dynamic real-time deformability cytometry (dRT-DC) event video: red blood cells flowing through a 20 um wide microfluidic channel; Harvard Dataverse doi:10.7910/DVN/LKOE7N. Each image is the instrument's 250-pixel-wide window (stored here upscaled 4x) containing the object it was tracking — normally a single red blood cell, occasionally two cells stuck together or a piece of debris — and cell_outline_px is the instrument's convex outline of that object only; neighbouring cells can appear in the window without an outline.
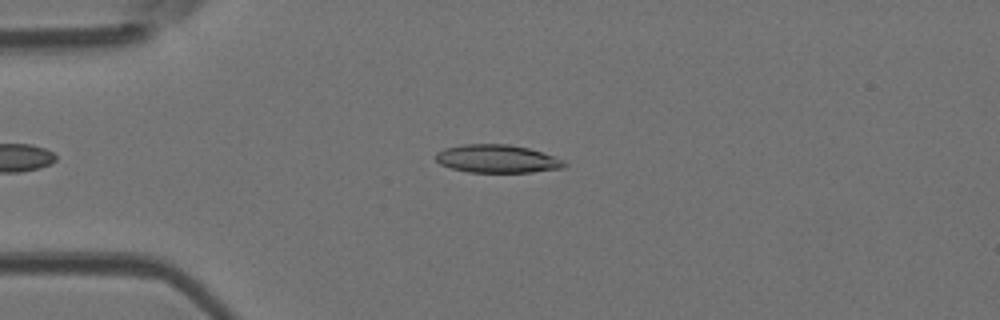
{"species": "Egyptian fruit bat (a non-hibernating species)", "species_latin": "Rousettus aegyptiacus", "temperature_condition": "room temperature", "stored_images_in_passage": 5, "camera_frame_rate_fps": 3000, "um_per_image_px": 0.085, "animal": {"sex": "female"}, "frame": {"image": 1, "passage_image": 4, "time_ms": 1.0, "image_size_px": [1000, 320], "cell_outline_px": [[568, 164], [564, 168], [532, 172], [468, 172], [452, 168], [440, 164], [436, 160], [436, 152], [444, 148], [464, 144], [508, 144], [528, 148], [552, 156]], "centroid_in_image_um": [42.22, 13.5], "position_along_channel_um": 42.8, "area_um2": 20.87}}